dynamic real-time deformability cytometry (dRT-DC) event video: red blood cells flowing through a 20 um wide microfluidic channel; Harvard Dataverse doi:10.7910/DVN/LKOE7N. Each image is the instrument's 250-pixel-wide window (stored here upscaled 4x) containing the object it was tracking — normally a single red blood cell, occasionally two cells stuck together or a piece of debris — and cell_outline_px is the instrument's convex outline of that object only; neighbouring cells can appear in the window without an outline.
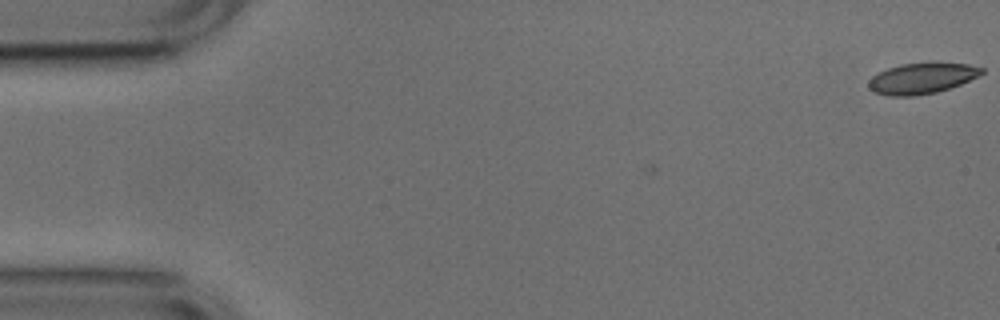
{"species": "common noctule bat (a hibernating species)", "species_latin": "Nyctalus noctula", "temperature_condition": "cold", "stored_images_in_passage": 5, "camera_frame_rate_fps": 3000, "um_per_image_px": 0.085, "animal": {"sex": "male", "body_mass_g": 17.9, "forearm_length_mm": 54.2}, "frame": {"image": 1, "passage_image": 5, "time_ms": 1.333, "image_size_px": [1000, 320], "cell_outline_px": [[984, 72], [980, 76], [960, 84], [936, 92], [916, 96], [888, 96], [872, 92], [868, 88], [868, 80], [872, 76], [888, 68], [900, 64], [968, 64], [984, 68]], "centroid_in_image_um": [78.32, 6.69], "position_along_channel_um": 6.7, "area_um2": 20.06}}